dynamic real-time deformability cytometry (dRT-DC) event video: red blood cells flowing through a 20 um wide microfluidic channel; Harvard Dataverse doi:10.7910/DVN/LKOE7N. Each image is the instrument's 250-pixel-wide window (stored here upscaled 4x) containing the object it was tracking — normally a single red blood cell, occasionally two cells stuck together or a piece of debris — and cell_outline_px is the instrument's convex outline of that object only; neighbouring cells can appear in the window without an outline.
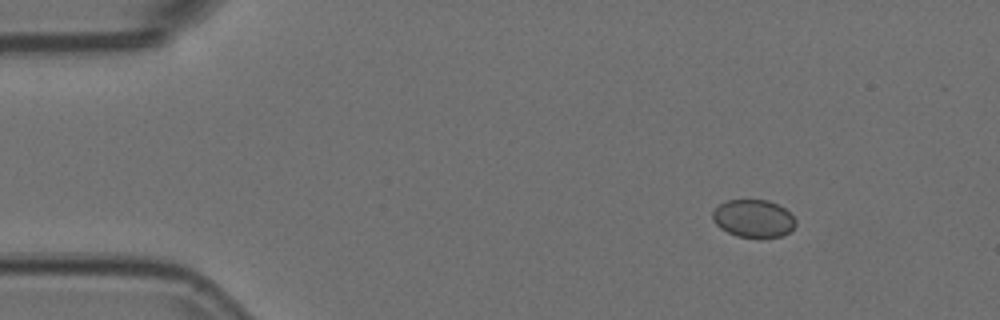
{"species": "Egyptian fruit bat (a non-hibernating species)", "species_latin": "Rousettus aegyptiacus", "temperature_condition": "room temperature", "stored_images_in_passage": 4, "camera_frame_rate_fps": 3000, "um_per_image_px": 0.085, "animal": {"sex": "female"}, "frame": {"image": 1, "passage_image": 2, "time_ms": 0.333, "image_size_px": [1000, 320], "cell_outline_px": [[796, 224], [788, 232], [780, 236], [736, 236], [720, 228], [712, 220], [712, 212], [720, 204], [728, 200], [768, 200], [784, 208], [796, 220]], "centroid_in_image_um": [64.01, 18.55], "position_along_channel_um": 21.0, "area_um2": 17.86}}